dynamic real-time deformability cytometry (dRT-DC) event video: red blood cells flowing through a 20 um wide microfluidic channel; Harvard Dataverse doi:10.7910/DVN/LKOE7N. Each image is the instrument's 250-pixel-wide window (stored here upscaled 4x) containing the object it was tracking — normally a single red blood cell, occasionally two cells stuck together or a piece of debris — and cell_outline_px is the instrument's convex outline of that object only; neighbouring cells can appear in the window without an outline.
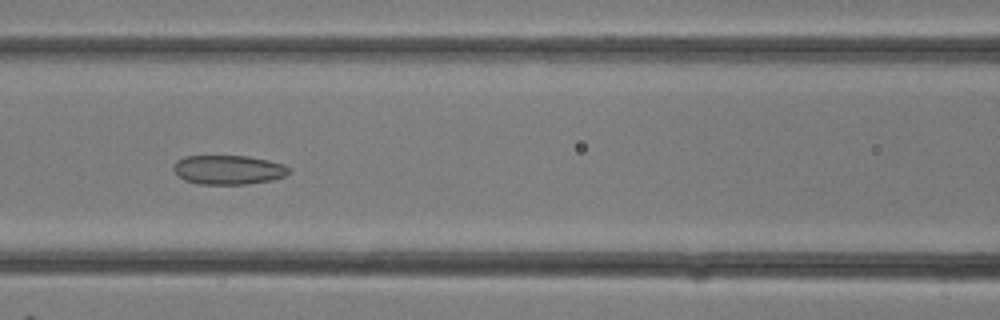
{"species": "common noctule bat (a hibernating species)", "species_latin": "Nyctalus noctula", "temperature_condition": "room temperature", "stored_images_in_passage": 21, "camera_frame_rate_fps": 3000, "um_per_image_px": 0.085, "animal": {"sex": "female"}, "frame": {"image": 1, "passage_image": 14, "time_ms": 4.333, "image_size_px": [1000, 320], "cell_outline_px": [[288, 172], [284, 176], [272, 180], [248, 184], [200, 184], [184, 180], [176, 172], [176, 160], [184, 156], [248, 156], [268, 160], [284, 164], [288, 168]], "centroid_in_image_um": [19.43, 14.43], "position_along_channel_um": 147.2, "area_um2": 19.42}}
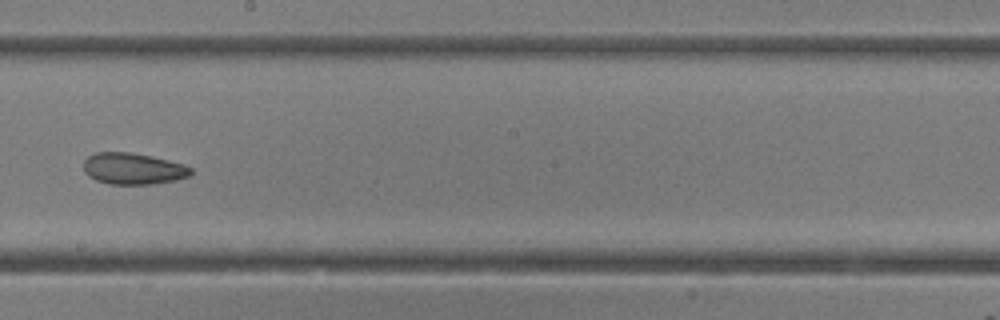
{"frame": {"image": 2, "passage_image": 18, "time_ms": 5.667, "image_size_px": [1000, 320], "cell_outline_px": [[192, 172], [188, 176], [176, 180], [152, 184], [108, 184], [96, 180], [88, 176], [84, 172], [84, 160], [88, 156], [96, 152], [132, 152], [152, 156], [184, 164], [192, 168]], "centroid_in_image_um": [11.3, 14.33], "position_along_channel_um": 236.9, "area_um2": 19.77}}
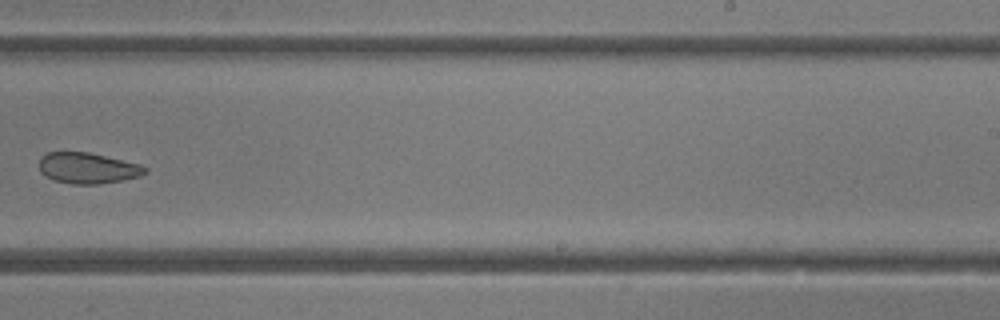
{"frame": {"image": 3, "passage_image": 20, "time_ms": 6.333, "image_size_px": [1000, 320], "cell_outline_px": [[148, 172], [140, 176], [124, 180], [100, 184], [72, 184], [52, 180], [44, 176], [40, 172], [40, 156], [48, 152], [88, 152], [140, 164], [148, 168]], "centroid_in_image_um": [7.45, 14.3], "position_along_channel_um": 281.5, "area_um2": 19.25}}